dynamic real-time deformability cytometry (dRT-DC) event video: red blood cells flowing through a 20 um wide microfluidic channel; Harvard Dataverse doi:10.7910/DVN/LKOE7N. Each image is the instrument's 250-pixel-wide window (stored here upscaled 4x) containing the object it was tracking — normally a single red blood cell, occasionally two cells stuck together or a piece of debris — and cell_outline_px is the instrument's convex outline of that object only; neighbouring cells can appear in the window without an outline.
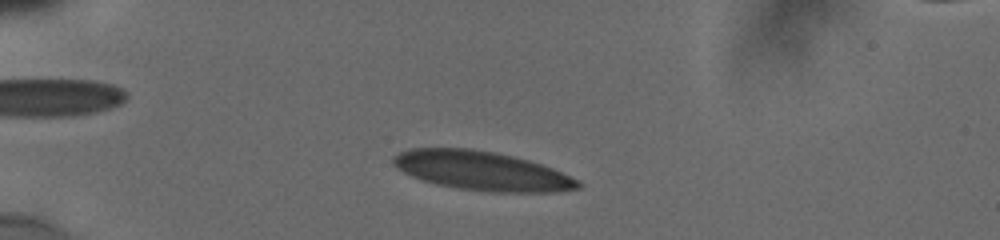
{"species": "human", "species_latin": "Homo sapiens", "temperature_condition": "cold", "stored_images_in_passage": 30, "camera_frame_rate_fps": 3000, "um_per_image_px": 0.085, "donor": {"sex": "male"}, "frame": {"image": 1, "passage_image": 6, "time_ms": 2.0, "image_size_px": [1000, 240], "cell_outline_px": [[580, 188], [552, 192], [496, 192], [460, 188], [436, 184], [412, 176], [396, 168], [392, 164], [392, 156], [408, 148], [472, 148], [512, 156], [528, 160], [552, 168], [576, 180], [580, 184]], "centroid_in_image_um": [40.89, 14.51], "position_along_channel_um": 44.1, "area_um2": 41.62}}
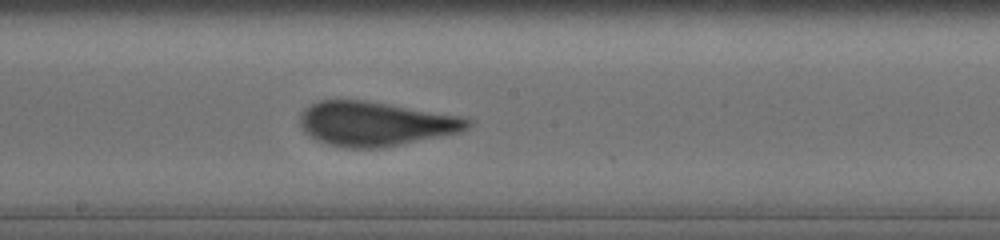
{"frame": {"image": 2, "passage_image": 21, "time_ms": 7.667, "image_size_px": [1000, 240], "cell_outline_px": [[472, 124], [468, 128], [460, 132], [380, 148], [352, 148], [332, 144], [316, 140], [308, 136], [304, 132], [300, 124], [300, 116], [304, 108], [320, 100], [364, 100], [460, 116], [472, 120]], "centroid_in_image_um": [31.89, 10.51], "position_along_channel_um": 216.3, "area_um2": 42.89}}
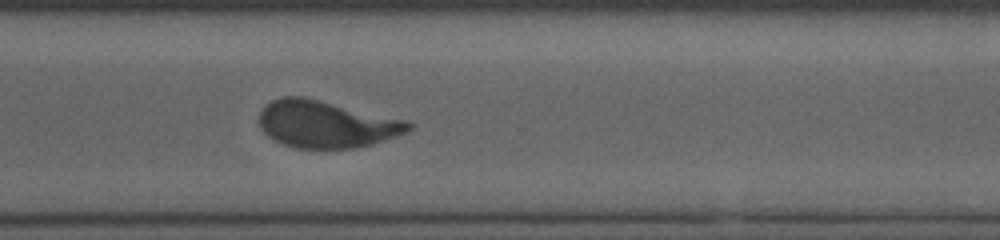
{"frame": {"image": 3, "passage_image": 30, "time_ms": 11.0, "image_size_px": [1000, 240], "cell_outline_px": [[412, 128], [408, 132], [372, 144], [352, 148], [296, 148], [284, 144], [268, 136], [260, 128], [260, 112], [272, 100], [284, 96], [304, 96], [408, 120], [412, 124]], "centroid_in_image_um": [27.76, 10.55], "position_along_channel_um": 342.8, "area_um2": 40.86}}